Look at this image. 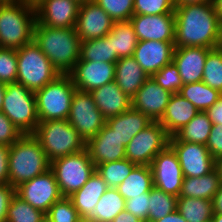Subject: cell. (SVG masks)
Masks as SVG:
<instances>
[{"instance_id":"obj_1","label":"cell","mask_w":222,"mask_h":222,"mask_svg":"<svg viewBox=\"0 0 222 222\" xmlns=\"http://www.w3.org/2000/svg\"><path fill=\"white\" fill-rule=\"evenodd\" d=\"M174 47H205L222 45V19L213 3L175 6Z\"/></svg>"},{"instance_id":"obj_2","label":"cell","mask_w":222,"mask_h":222,"mask_svg":"<svg viewBox=\"0 0 222 222\" xmlns=\"http://www.w3.org/2000/svg\"><path fill=\"white\" fill-rule=\"evenodd\" d=\"M33 40L60 75H69L80 59L81 39L75 28L35 24Z\"/></svg>"},{"instance_id":"obj_3","label":"cell","mask_w":222,"mask_h":222,"mask_svg":"<svg viewBox=\"0 0 222 222\" xmlns=\"http://www.w3.org/2000/svg\"><path fill=\"white\" fill-rule=\"evenodd\" d=\"M9 184L14 188L50 169V161L33 134H23L10 146Z\"/></svg>"},{"instance_id":"obj_4","label":"cell","mask_w":222,"mask_h":222,"mask_svg":"<svg viewBox=\"0 0 222 222\" xmlns=\"http://www.w3.org/2000/svg\"><path fill=\"white\" fill-rule=\"evenodd\" d=\"M35 24L33 0L0 5V47L19 49L32 42Z\"/></svg>"},{"instance_id":"obj_5","label":"cell","mask_w":222,"mask_h":222,"mask_svg":"<svg viewBox=\"0 0 222 222\" xmlns=\"http://www.w3.org/2000/svg\"><path fill=\"white\" fill-rule=\"evenodd\" d=\"M33 135L50 162L86 149V142L68 120L39 122Z\"/></svg>"},{"instance_id":"obj_6","label":"cell","mask_w":222,"mask_h":222,"mask_svg":"<svg viewBox=\"0 0 222 222\" xmlns=\"http://www.w3.org/2000/svg\"><path fill=\"white\" fill-rule=\"evenodd\" d=\"M16 54L18 64L16 82L33 92L42 89L60 75L34 40L16 49Z\"/></svg>"},{"instance_id":"obj_7","label":"cell","mask_w":222,"mask_h":222,"mask_svg":"<svg viewBox=\"0 0 222 222\" xmlns=\"http://www.w3.org/2000/svg\"><path fill=\"white\" fill-rule=\"evenodd\" d=\"M76 90L70 75H59L54 81L35 91L39 122L67 120Z\"/></svg>"},{"instance_id":"obj_8","label":"cell","mask_w":222,"mask_h":222,"mask_svg":"<svg viewBox=\"0 0 222 222\" xmlns=\"http://www.w3.org/2000/svg\"><path fill=\"white\" fill-rule=\"evenodd\" d=\"M23 134H34L39 119L33 91L22 84H6L4 102L1 110Z\"/></svg>"},{"instance_id":"obj_9","label":"cell","mask_w":222,"mask_h":222,"mask_svg":"<svg viewBox=\"0 0 222 222\" xmlns=\"http://www.w3.org/2000/svg\"><path fill=\"white\" fill-rule=\"evenodd\" d=\"M50 169L63 197H69L88 181L96 171V166L90 159L86 149L59 157L50 162Z\"/></svg>"},{"instance_id":"obj_10","label":"cell","mask_w":222,"mask_h":222,"mask_svg":"<svg viewBox=\"0 0 222 222\" xmlns=\"http://www.w3.org/2000/svg\"><path fill=\"white\" fill-rule=\"evenodd\" d=\"M170 136L159 122H152L126 145V159L150 166L154 157L169 145Z\"/></svg>"},{"instance_id":"obj_11","label":"cell","mask_w":222,"mask_h":222,"mask_svg":"<svg viewBox=\"0 0 222 222\" xmlns=\"http://www.w3.org/2000/svg\"><path fill=\"white\" fill-rule=\"evenodd\" d=\"M67 120L85 142L93 138L106 123L90 92L79 90L73 95Z\"/></svg>"},{"instance_id":"obj_12","label":"cell","mask_w":222,"mask_h":222,"mask_svg":"<svg viewBox=\"0 0 222 222\" xmlns=\"http://www.w3.org/2000/svg\"><path fill=\"white\" fill-rule=\"evenodd\" d=\"M15 189L17 196L45 214L56 201L63 197L51 169Z\"/></svg>"},{"instance_id":"obj_13","label":"cell","mask_w":222,"mask_h":222,"mask_svg":"<svg viewBox=\"0 0 222 222\" xmlns=\"http://www.w3.org/2000/svg\"><path fill=\"white\" fill-rule=\"evenodd\" d=\"M169 145L176 152L184 177H201L215 169V159L204 144L179 141L175 136Z\"/></svg>"},{"instance_id":"obj_14","label":"cell","mask_w":222,"mask_h":222,"mask_svg":"<svg viewBox=\"0 0 222 222\" xmlns=\"http://www.w3.org/2000/svg\"><path fill=\"white\" fill-rule=\"evenodd\" d=\"M153 175V186L165 193L179 197L183 173L178 156L173 148L168 145L160 151L150 165Z\"/></svg>"},{"instance_id":"obj_15","label":"cell","mask_w":222,"mask_h":222,"mask_svg":"<svg viewBox=\"0 0 222 222\" xmlns=\"http://www.w3.org/2000/svg\"><path fill=\"white\" fill-rule=\"evenodd\" d=\"M36 24L56 28H75L80 4L75 0H33Z\"/></svg>"},{"instance_id":"obj_16","label":"cell","mask_w":222,"mask_h":222,"mask_svg":"<svg viewBox=\"0 0 222 222\" xmlns=\"http://www.w3.org/2000/svg\"><path fill=\"white\" fill-rule=\"evenodd\" d=\"M114 20L93 0L80 4L75 30L81 41L106 37Z\"/></svg>"},{"instance_id":"obj_17","label":"cell","mask_w":222,"mask_h":222,"mask_svg":"<svg viewBox=\"0 0 222 222\" xmlns=\"http://www.w3.org/2000/svg\"><path fill=\"white\" fill-rule=\"evenodd\" d=\"M138 41L174 42L175 14L144 15L134 14L130 18Z\"/></svg>"},{"instance_id":"obj_18","label":"cell","mask_w":222,"mask_h":222,"mask_svg":"<svg viewBox=\"0 0 222 222\" xmlns=\"http://www.w3.org/2000/svg\"><path fill=\"white\" fill-rule=\"evenodd\" d=\"M173 93L157 84L152 77L144 82L132 99V108L153 122H159Z\"/></svg>"},{"instance_id":"obj_19","label":"cell","mask_w":222,"mask_h":222,"mask_svg":"<svg viewBox=\"0 0 222 222\" xmlns=\"http://www.w3.org/2000/svg\"><path fill=\"white\" fill-rule=\"evenodd\" d=\"M77 90L93 91L115 79V63L78 61L69 74Z\"/></svg>"},{"instance_id":"obj_20","label":"cell","mask_w":222,"mask_h":222,"mask_svg":"<svg viewBox=\"0 0 222 222\" xmlns=\"http://www.w3.org/2000/svg\"><path fill=\"white\" fill-rule=\"evenodd\" d=\"M86 150L95 166L126 158V146L105 123L104 127L86 142Z\"/></svg>"},{"instance_id":"obj_21","label":"cell","mask_w":222,"mask_h":222,"mask_svg":"<svg viewBox=\"0 0 222 222\" xmlns=\"http://www.w3.org/2000/svg\"><path fill=\"white\" fill-rule=\"evenodd\" d=\"M174 48V42L138 41L132 57L151 77L173 61Z\"/></svg>"},{"instance_id":"obj_22","label":"cell","mask_w":222,"mask_h":222,"mask_svg":"<svg viewBox=\"0 0 222 222\" xmlns=\"http://www.w3.org/2000/svg\"><path fill=\"white\" fill-rule=\"evenodd\" d=\"M210 50L205 47L174 48L173 62L178 67L183 85L202 81L205 60Z\"/></svg>"},{"instance_id":"obj_23","label":"cell","mask_w":222,"mask_h":222,"mask_svg":"<svg viewBox=\"0 0 222 222\" xmlns=\"http://www.w3.org/2000/svg\"><path fill=\"white\" fill-rule=\"evenodd\" d=\"M90 94L106 120L132 107V99L120 89L115 81L90 91Z\"/></svg>"},{"instance_id":"obj_24","label":"cell","mask_w":222,"mask_h":222,"mask_svg":"<svg viewBox=\"0 0 222 222\" xmlns=\"http://www.w3.org/2000/svg\"><path fill=\"white\" fill-rule=\"evenodd\" d=\"M199 111L178 93L171 95L165 113L159 123L171 137L188 124Z\"/></svg>"},{"instance_id":"obj_25","label":"cell","mask_w":222,"mask_h":222,"mask_svg":"<svg viewBox=\"0 0 222 222\" xmlns=\"http://www.w3.org/2000/svg\"><path fill=\"white\" fill-rule=\"evenodd\" d=\"M152 122L147 116L132 107L122 114L106 120V124L125 146Z\"/></svg>"},{"instance_id":"obj_26","label":"cell","mask_w":222,"mask_h":222,"mask_svg":"<svg viewBox=\"0 0 222 222\" xmlns=\"http://www.w3.org/2000/svg\"><path fill=\"white\" fill-rule=\"evenodd\" d=\"M107 189V184L95 171L81 189L69 196L80 218H86L91 213Z\"/></svg>"},{"instance_id":"obj_27","label":"cell","mask_w":222,"mask_h":222,"mask_svg":"<svg viewBox=\"0 0 222 222\" xmlns=\"http://www.w3.org/2000/svg\"><path fill=\"white\" fill-rule=\"evenodd\" d=\"M148 77L133 57H122L115 63L114 81L130 98L136 94Z\"/></svg>"},{"instance_id":"obj_28","label":"cell","mask_w":222,"mask_h":222,"mask_svg":"<svg viewBox=\"0 0 222 222\" xmlns=\"http://www.w3.org/2000/svg\"><path fill=\"white\" fill-rule=\"evenodd\" d=\"M221 181L216 169L201 177H184L179 197L212 200Z\"/></svg>"},{"instance_id":"obj_29","label":"cell","mask_w":222,"mask_h":222,"mask_svg":"<svg viewBox=\"0 0 222 222\" xmlns=\"http://www.w3.org/2000/svg\"><path fill=\"white\" fill-rule=\"evenodd\" d=\"M153 187L151 167L148 165H138L117 187V190L125 200H129L141 196L143 193H149Z\"/></svg>"},{"instance_id":"obj_30","label":"cell","mask_w":222,"mask_h":222,"mask_svg":"<svg viewBox=\"0 0 222 222\" xmlns=\"http://www.w3.org/2000/svg\"><path fill=\"white\" fill-rule=\"evenodd\" d=\"M107 36L112 40L113 51L119 58L133 56L138 38L130 20L114 21L112 30Z\"/></svg>"},{"instance_id":"obj_31","label":"cell","mask_w":222,"mask_h":222,"mask_svg":"<svg viewBox=\"0 0 222 222\" xmlns=\"http://www.w3.org/2000/svg\"><path fill=\"white\" fill-rule=\"evenodd\" d=\"M124 210L125 199L119 194L117 188H108L86 218L95 222H112Z\"/></svg>"},{"instance_id":"obj_32","label":"cell","mask_w":222,"mask_h":222,"mask_svg":"<svg viewBox=\"0 0 222 222\" xmlns=\"http://www.w3.org/2000/svg\"><path fill=\"white\" fill-rule=\"evenodd\" d=\"M178 94L202 112L212 107L222 96V93L206 85L203 81L183 85Z\"/></svg>"},{"instance_id":"obj_33","label":"cell","mask_w":222,"mask_h":222,"mask_svg":"<svg viewBox=\"0 0 222 222\" xmlns=\"http://www.w3.org/2000/svg\"><path fill=\"white\" fill-rule=\"evenodd\" d=\"M118 60L119 57L113 51L112 40L108 36L81 41L79 61L116 63Z\"/></svg>"},{"instance_id":"obj_34","label":"cell","mask_w":222,"mask_h":222,"mask_svg":"<svg viewBox=\"0 0 222 222\" xmlns=\"http://www.w3.org/2000/svg\"><path fill=\"white\" fill-rule=\"evenodd\" d=\"M176 210L187 222H211L212 200L178 197Z\"/></svg>"},{"instance_id":"obj_35","label":"cell","mask_w":222,"mask_h":222,"mask_svg":"<svg viewBox=\"0 0 222 222\" xmlns=\"http://www.w3.org/2000/svg\"><path fill=\"white\" fill-rule=\"evenodd\" d=\"M212 126L213 124L207 113L199 111L193 119L174 136L179 141L206 145Z\"/></svg>"},{"instance_id":"obj_36","label":"cell","mask_w":222,"mask_h":222,"mask_svg":"<svg viewBox=\"0 0 222 222\" xmlns=\"http://www.w3.org/2000/svg\"><path fill=\"white\" fill-rule=\"evenodd\" d=\"M136 166L124 158L99 164L96 166V172L102 177L108 188H117Z\"/></svg>"},{"instance_id":"obj_37","label":"cell","mask_w":222,"mask_h":222,"mask_svg":"<svg viewBox=\"0 0 222 222\" xmlns=\"http://www.w3.org/2000/svg\"><path fill=\"white\" fill-rule=\"evenodd\" d=\"M177 199L178 197L153 187L149 192L148 222H154L175 211Z\"/></svg>"},{"instance_id":"obj_38","label":"cell","mask_w":222,"mask_h":222,"mask_svg":"<svg viewBox=\"0 0 222 222\" xmlns=\"http://www.w3.org/2000/svg\"><path fill=\"white\" fill-rule=\"evenodd\" d=\"M202 81L222 93V45L208 52Z\"/></svg>"},{"instance_id":"obj_39","label":"cell","mask_w":222,"mask_h":222,"mask_svg":"<svg viewBox=\"0 0 222 222\" xmlns=\"http://www.w3.org/2000/svg\"><path fill=\"white\" fill-rule=\"evenodd\" d=\"M44 216L45 213L15 194L8 207L6 222H40Z\"/></svg>"},{"instance_id":"obj_40","label":"cell","mask_w":222,"mask_h":222,"mask_svg":"<svg viewBox=\"0 0 222 222\" xmlns=\"http://www.w3.org/2000/svg\"><path fill=\"white\" fill-rule=\"evenodd\" d=\"M114 21H128L134 15V0H93Z\"/></svg>"},{"instance_id":"obj_41","label":"cell","mask_w":222,"mask_h":222,"mask_svg":"<svg viewBox=\"0 0 222 222\" xmlns=\"http://www.w3.org/2000/svg\"><path fill=\"white\" fill-rule=\"evenodd\" d=\"M52 222H78L80 216L69 197L56 201L45 214Z\"/></svg>"},{"instance_id":"obj_42","label":"cell","mask_w":222,"mask_h":222,"mask_svg":"<svg viewBox=\"0 0 222 222\" xmlns=\"http://www.w3.org/2000/svg\"><path fill=\"white\" fill-rule=\"evenodd\" d=\"M151 77L157 84L173 94L178 93L183 86L178 67L173 61L170 64L165 65Z\"/></svg>"},{"instance_id":"obj_43","label":"cell","mask_w":222,"mask_h":222,"mask_svg":"<svg viewBox=\"0 0 222 222\" xmlns=\"http://www.w3.org/2000/svg\"><path fill=\"white\" fill-rule=\"evenodd\" d=\"M17 70L16 49L0 47V81L4 84L16 83Z\"/></svg>"},{"instance_id":"obj_44","label":"cell","mask_w":222,"mask_h":222,"mask_svg":"<svg viewBox=\"0 0 222 222\" xmlns=\"http://www.w3.org/2000/svg\"><path fill=\"white\" fill-rule=\"evenodd\" d=\"M174 10L175 0H134V14L159 15Z\"/></svg>"},{"instance_id":"obj_45","label":"cell","mask_w":222,"mask_h":222,"mask_svg":"<svg viewBox=\"0 0 222 222\" xmlns=\"http://www.w3.org/2000/svg\"><path fill=\"white\" fill-rule=\"evenodd\" d=\"M148 207L149 193H143L141 196L125 200V210L140 218L144 222H148Z\"/></svg>"},{"instance_id":"obj_46","label":"cell","mask_w":222,"mask_h":222,"mask_svg":"<svg viewBox=\"0 0 222 222\" xmlns=\"http://www.w3.org/2000/svg\"><path fill=\"white\" fill-rule=\"evenodd\" d=\"M22 134L14 126L11 120L0 111V145L11 146Z\"/></svg>"},{"instance_id":"obj_47","label":"cell","mask_w":222,"mask_h":222,"mask_svg":"<svg viewBox=\"0 0 222 222\" xmlns=\"http://www.w3.org/2000/svg\"><path fill=\"white\" fill-rule=\"evenodd\" d=\"M206 147L214 159L222 156V125L212 126Z\"/></svg>"},{"instance_id":"obj_48","label":"cell","mask_w":222,"mask_h":222,"mask_svg":"<svg viewBox=\"0 0 222 222\" xmlns=\"http://www.w3.org/2000/svg\"><path fill=\"white\" fill-rule=\"evenodd\" d=\"M15 194L16 189L9 183L0 184V222H6L8 207Z\"/></svg>"},{"instance_id":"obj_49","label":"cell","mask_w":222,"mask_h":222,"mask_svg":"<svg viewBox=\"0 0 222 222\" xmlns=\"http://www.w3.org/2000/svg\"><path fill=\"white\" fill-rule=\"evenodd\" d=\"M9 152L10 146L0 145V184L9 183Z\"/></svg>"},{"instance_id":"obj_50","label":"cell","mask_w":222,"mask_h":222,"mask_svg":"<svg viewBox=\"0 0 222 222\" xmlns=\"http://www.w3.org/2000/svg\"><path fill=\"white\" fill-rule=\"evenodd\" d=\"M213 125H222V96L205 111Z\"/></svg>"},{"instance_id":"obj_51","label":"cell","mask_w":222,"mask_h":222,"mask_svg":"<svg viewBox=\"0 0 222 222\" xmlns=\"http://www.w3.org/2000/svg\"><path fill=\"white\" fill-rule=\"evenodd\" d=\"M213 213L222 214V181L220 183L218 191L215 193L212 199Z\"/></svg>"},{"instance_id":"obj_52","label":"cell","mask_w":222,"mask_h":222,"mask_svg":"<svg viewBox=\"0 0 222 222\" xmlns=\"http://www.w3.org/2000/svg\"><path fill=\"white\" fill-rule=\"evenodd\" d=\"M112 222H144L140 218L134 216L126 210L121 211Z\"/></svg>"},{"instance_id":"obj_53","label":"cell","mask_w":222,"mask_h":222,"mask_svg":"<svg viewBox=\"0 0 222 222\" xmlns=\"http://www.w3.org/2000/svg\"><path fill=\"white\" fill-rule=\"evenodd\" d=\"M154 222H187V221L177 210H175L172 213L167 214L165 217L158 219Z\"/></svg>"},{"instance_id":"obj_54","label":"cell","mask_w":222,"mask_h":222,"mask_svg":"<svg viewBox=\"0 0 222 222\" xmlns=\"http://www.w3.org/2000/svg\"><path fill=\"white\" fill-rule=\"evenodd\" d=\"M213 3V0H175V6Z\"/></svg>"},{"instance_id":"obj_55","label":"cell","mask_w":222,"mask_h":222,"mask_svg":"<svg viewBox=\"0 0 222 222\" xmlns=\"http://www.w3.org/2000/svg\"><path fill=\"white\" fill-rule=\"evenodd\" d=\"M213 5L218 16L222 19V0H213Z\"/></svg>"},{"instance_id":"obj_56","label":"cell","mask_w":222,"mask_h":222,"mask_svg":"<svg viewBox=\"0 0 222 222\" xmlns=\"http://www.w3.org/2000/svg\"><path fill=\"white\" fill-rule=\"evenodd\" d=\"M6 84L0 81V111L2 110L4 96H5Z\"/></svg>"},{"instance_id":"obj_57","label":"cell","mask_w":222,"mask_h":222,"mask_svg":"<svg viewBox=\"0 0 222 222\" xmlns=\"http://www.w3.org/2000/svg\"><path fill=\"white\" fill-rule=\"evenodd\" d=\"M215 169L218 171V174L221 176L222 180V156L215 159Z\"/></svg>"},{"instance_id":"obj_58","label":"cell","mask_w":222,"mask_h":222,"mask_svg":"<svg viewBox=\"0 0 222 222\" xmlns=\"http://www.w3.org/2000/svg\"><path fill=\"white\" fill-rule=\"evenodd\" d=\"M211 222H222V214L213 213Z\"/></svg>"},{"instance_id":"obj_59","label":"cell","mask_w":222,"mask_h":222,"mask_svg":"<svg viewBox=\"0 0 222 222\" xmlns=\"http://www.w3.org/2000/svg\"><path fill=\"white\" fill-rule=\"evenodd\" d=\"M19 1H22V0H0V5H3V4H14V3H17Z\"/></svg>"},{"instance_id":"obj_60","label":"cell","mask_w":222,"mask_h":222,"mask_svg":"<svg viewBox=\"0 0 222 222\" xmlns=\"http://www.w3.org/2000/svg\"><path fill=\"white\" fill-rule=\"evenodd\" d=\"M78 222H95V221H93V220H91V219H87V218H80V219L78 220Z\"/></svg>"},{"instance_id":"obj_61","label":"cell","mask_w":222,"mask_h":222,"mask_svg":"<svg viewBox=\"0 0 222 222\" xmlns=\"http://www.w3.org/2000/svg\"><path fill=\"white\" fill-rule=\"evenodd\" d=\"M40 222H52V221L45 215Z\"/></svg>"},{"instance_id":"obj_62","label":"cell","mask_w":222,"mask_h":222,"mask_svg":"<svg viewBox=\"0 0 222 222\" xmlns=\"http://www.w3.org/2000/svg\"><path fill=\"white\" fill-rule=\"evenodd\" d=\"M75 1H77L79 4H82V3H86L92 0H75Z\"/></svg>"}]
</instances>
